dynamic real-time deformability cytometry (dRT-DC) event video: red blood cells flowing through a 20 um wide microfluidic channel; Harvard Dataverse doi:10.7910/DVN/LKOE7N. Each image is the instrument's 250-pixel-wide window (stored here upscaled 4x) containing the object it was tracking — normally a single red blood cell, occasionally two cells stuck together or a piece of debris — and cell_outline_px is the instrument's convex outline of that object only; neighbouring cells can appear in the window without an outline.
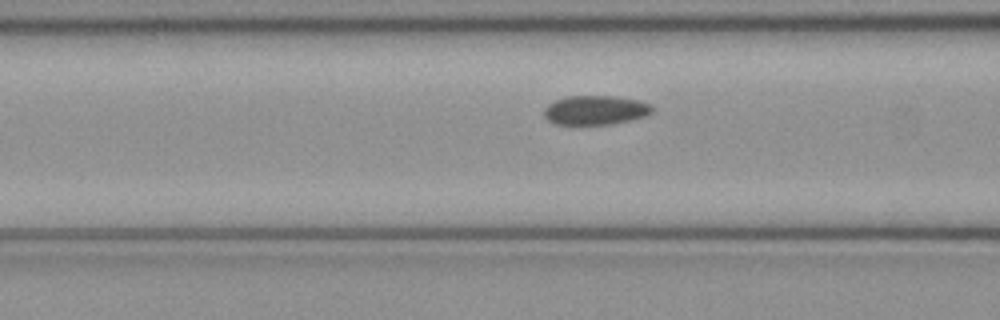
{"species": "common noctule bat (a hibernating species)", "species_latin": "Nyctalus noctula", "temperature_condition": "cold", "stored_images_in_passage": 50, "camera_frame_rate_fps": 3000, "um_per_image_px": 0.085, "animal": {"sex": "female", "body_mass_g": 21.9}, "frame": {"image": 1, "passage_image": 19, "time_ms": 6.0, "image_size_px": [1000, 320], "cell_outline_px": [[652, 112], [644, 116], [612, 124], [556, 124], [548, 120], [544, 116], [544, 108], [548, 104], [556, 100], [568, 96], [612, 96], [640, 100], [648, 104], [652, 108]], "centroid_in_image_um": [50.58, 9.35], "position_along_channel_um": 116.0, "area_um2": 18.21}}
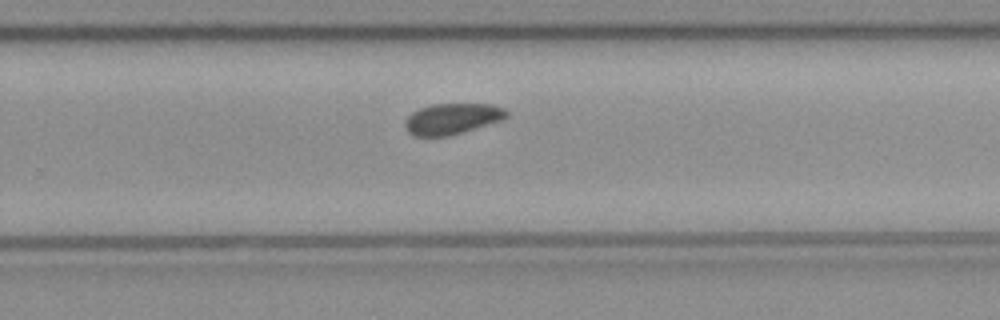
{"frame": {"image": 2, "passage_image": 32, "time_ms": 10.333, "image_size_px": [1000, 320], "cell_outline_px": [[508, 116], [504, 120], [448, 136], [412, 136], [408, 132], [404, 124], [408, 116], [412, 112], [420, 108], [432, 104], [492, 104], [504, 108], [508, 112]], "centroid_in_image_um": [38.45, 10.09], "position_along_channel_um": 291.3, "area_um2": 18.38}}
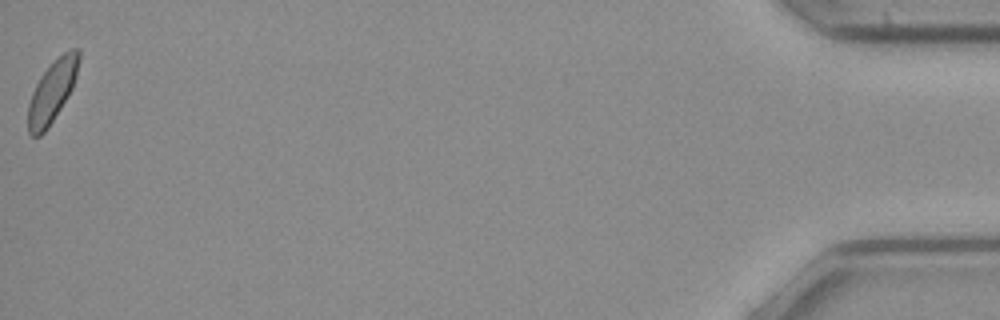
{"frame": {"image": 3, "passage_image": 50, "time_ms": 16.333, "image_size_px": [1000, 320], "cell_outline_px": [[80, 60], [76, 76], [72, 88], [68, 96], [48, 128], [40, 136], [32, 136], [28, 132], [28, 104], [32, 92], [40, 76], [64, 52], [72, 48], [76, 48], [80, 52]], "centroid_in_image_um": [4.43, 7.79], "position_along_channel_um": 430.8, "area_um2": 18.03}}